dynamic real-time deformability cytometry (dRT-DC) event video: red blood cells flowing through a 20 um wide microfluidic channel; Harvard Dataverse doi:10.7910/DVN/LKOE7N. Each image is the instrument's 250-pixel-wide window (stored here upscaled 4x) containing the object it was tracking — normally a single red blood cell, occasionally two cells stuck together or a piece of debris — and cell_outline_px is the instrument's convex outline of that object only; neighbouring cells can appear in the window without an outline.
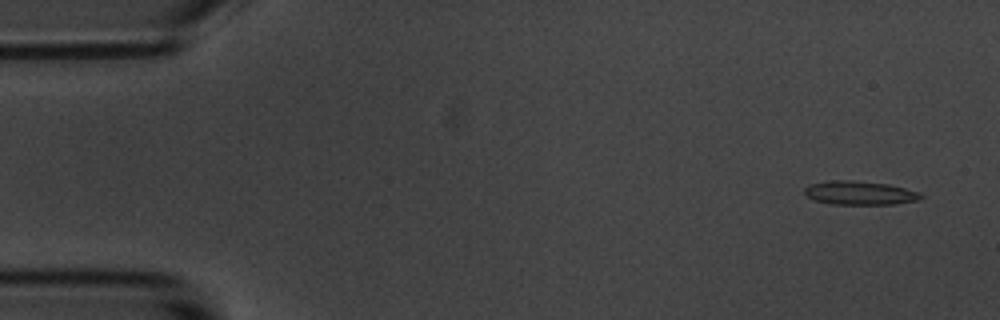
{"species": "common noctule bat (a hibernating species)", "species_latin": "Nyctalus noctula", "temperature_condition": "room temperature", "stored_images_in_passage": 9, "camera_frame_rate_fps": 3000, "um_per_image_px": 0.085, "animal": {"sex": "male", "body_mass_g": 20.1, "forearm_length_mm": 53.5}, "frame": {"image": 1, "passage_image": 1, "time_ms": 0.0, "image_size_px": [1000, 320], "cell_outline_px": [[924, 196], [920, 200], [896, 204], [832, 204], [816, 200], [808, 196], [804, 192], [804, 188], [808, 184], [828, 180], [852, 180], [888, 184], [920, 192]], "centroid_in_image_um": [73.09, 16.39], "position_along_channel_um": 11.9, "area_um2": 16.18}}
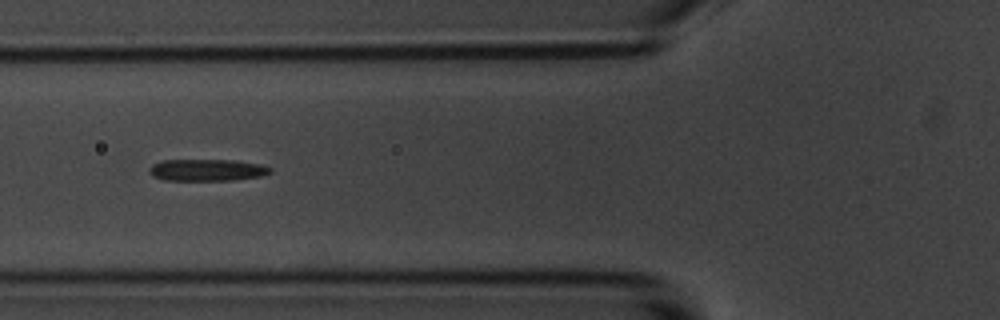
{"frame": {"image": 2, "passage_image": 6, "time_ms": 6.0, "image_size_px": [1000, 320], "cell_outline_px": [[272, 172], [264, 176], [232, 180], [164, 180], [152, 176], [148, 172], [148, 168], [152, 164], [164, 160], [236, 160], [260, 164], [272, 168]], "centroid_in_image_um": [17.61, 14.45], "position_along_channel_um": 108.2, "area_um2": 15.55}}
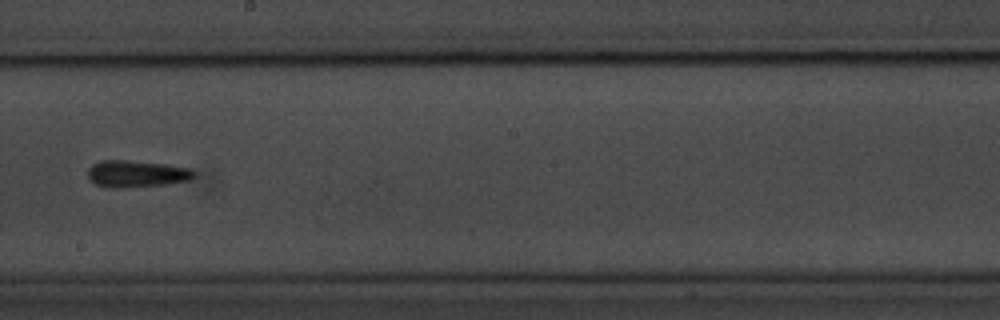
{"frame": {"image": 3, "passage_image": 9, "time_ms": 9.667, "image_size_px": [1000, 320], "cell_outline_px": [[196, 176], [192, 180], [168, 184], [124, 188], [104, 188], [88, 180], [88, 168], [92, 164], [100, 160], [124, 160], [164, 164], [192, 168], [196, 172]], "centroid_in_image_um": [11.61, 14.79], "position_along_channel_um": 236.6, "area_um2": 17.05}}